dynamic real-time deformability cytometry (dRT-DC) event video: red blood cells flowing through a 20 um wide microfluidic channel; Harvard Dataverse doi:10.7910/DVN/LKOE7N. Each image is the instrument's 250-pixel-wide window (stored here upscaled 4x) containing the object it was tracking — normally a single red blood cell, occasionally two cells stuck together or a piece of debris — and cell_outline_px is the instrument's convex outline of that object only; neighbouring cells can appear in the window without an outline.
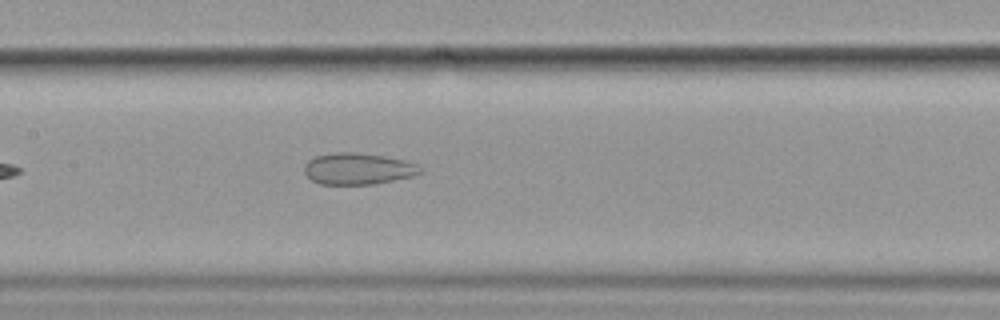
{"species": "common noctule bat (a hibernating species)", "species_latin": "Nyctalus noctula", "temperature_condition": "cold", "stored_images_in_passage": 7, "camera_frame_rate_fps": 3000, "um_per_image_px": 0.085, "animal": {"sex": "female", "body_mass_g": 19.9}, "frame": {"image": 1, "passage_image": 7, "time_ms": 8.0, "image_size_px": [1000, 320], "cell_outline_px": [[424, 168], [420, 172], [412, 176], [372, 184], [320, 184], [312, 180], [304, 172], [304, 164], [308, 160], [316, 156], [336, 152], [356, 152], [384, 156], [404, 160], [416, 164]], "centroid_in_image_um": [30.41, 14.33], "position_along_channel_um": 177.0, "area_um2": 21.15}}